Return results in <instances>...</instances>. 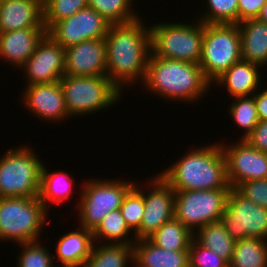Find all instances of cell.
Masks as SVG:
<instances>
[{
	"label": "cell",
	"instance_id": "cell-1",
	"mask_svg": "<svg viewBox=\"0 0 267 267\" xmlns=\"http://www.w3.org/2000/svg\"><path fill=\"white\" fill-rule=\"evenodd\" d=\"M143 18L110 24L106 42V76L122 91L142 85L151 54V30ZM135 84V85H134ZM125 86V87H124Z\"/></svg>",
	"mask_w": 267,
	"mask_h": 267
},
{
	"label": "cell",
	"instance_id": "cell-2",
	"mask_svg": "<svg viewBox=\"0 0 267 267\" xmlns=\"http://www.w3.org/2000/svg\"><path fill=\"white\" fill-rule=\"evenodd\" d=\"M142 84L146 91L161 99L182 103L186 101L191 105L207 97L204 95L210 92L212 86L199 64L159 58L152 52Z\"/></svg>",
	"mask_w": 267,
	"mask_h": 267
},
{
	"label": "cell",
	"instance_id": "cell-3",
	"mask_svg": "<svg viewBox=\"0 0 267 267\" xmlns=\"http://www.w3.org/2000/svg\"><path fill=\"white\" fill-rule=\"evenodd\" d=\"M170 165L159 175L174 191L231 188L220 142L190 149Z\"/></svg>",
	"mask_w": 267,
	"mask_h": 267
},
{
	"label": "cell",
	"instance_id": "cell-4",
	"mask_svg": "<svg viewBox=\"0 0 267 267\" xmlns=\"http://www.w3.org/2000/svg\"><path fill=\"white\" fill-rule=\"evenodd\" d=\"M48 214L39 197H0V241H39Z\"/></svg>",
	"mask_w": 267,
	"mask_h": 267
},
{
	"label": "cell",
	"instance_id": "cell-5",
	"mask_svg": "<svg viewBox=\"0 0 267 267\" xmlns=\"http://www.w3.org/2000/svg\"><path fill=\"white\" fill-rule=\"evenodd\" d=\"M68 114L73 117L109 110L123 96L106 76H63L60 79Z\"/></svg>",
	"mask_w": 267,
	"mask_h": 267
},
{
	"label": "cell",
	"instance_id": "cell-6",
	"mask_svg": "<svg viewBox=\"0 0 267 267\" xmlns=\"http://www.w3.org/2000/svg\"><path fill=\"white\" fill-rule=\"evenodd\" d=\"M158 22L151 24V51L159 58L199 64L202 56L204 23ZM173 22V23H172Z\"/></svg>",
	"mask_w": 267,
	"mask_h": 267
},
{
	"label": "cell",
	"instance_id": "cell-7",
	"mask_svg": "<svg viewBox=\"0 0 267 267\" xmlns=\"http://www.w3.org/2000/svg\"><path fill=\"white\" fill-rule=\"evenodd\" d=\"M29 147L9 148L0 157V197H39L43 162Z\"/></svg>",
	"mask_w": 267,
	"mask_h": 267
},
{
	"label": "cell",
	"instance_id": "cell-8",
	"mask_svg": "<svg viewBox=\"0 0 267 267\" xmlns=\"http://www.w3.org/2000/svg\"><path fill=\"white\" fill-rule=\"evenodd\" d=\"M134 184L132 180L99 177L81 184L77 226L93 232L109 212L120 209L124 196Z\"/></svg>",
	"mask_w": 267,
	"mask_h": 267
},
{
	"label": "cell",
	"instance_id": "cell-9",
	"mask_svg": "<svg viewBox=\"0 0 267 267\" xmlns=\"http://www.w3.org/2000/svg\"><path fill=\"white\" fill-rule=\"evenodd\" d=\"M241 60V37L238 24H204L199 65L211 84Z\"/></svg>",
	"mask_w": 267,
	"mask_h": 267
},
{
	"label": "cell",
	"instance_id": "cell-10",
	"mask_svg": "<svg viewBox=\"0 0 267 267\" xmlns=\"http://www.w3.org/2000/svg\"><path fill=\"white\" fill-rule=\"evenodd\" d=\"M230 189L175 191L174 218L195 234L206 224L220 221Z\"/></svg>",
	"mask_w": 267,
	"mask_h": 267
},
{
	"label": "cell",
	"instance_id": "cell-11",
	"mask_svg": "<svg viewBox=\"0 0 267 267\" xmlns=\"http://www.w3.org/2000/svg\"><path fill=\"white\" fill-rule=\"evenodd\" d=\"M235 241L248 237L267 240V209L254 204L236 188H231L220 219Z\"/></svg>",
	"mask_w": 267,
	"mask_h": 267
},
{
	"label": "cell",
	"instance_id": "cell-12",
	"mask_svg": "<svg viewBox=\"0 0 267 267\" xmlns=\"http://www.w3.org/2000/svg\"><path fill=\"white\" fill-rule=\"evenodd\" d=\"M148 180L143 184L144 186L137 181L134 184L144 197V214L140 228L135 232L136 240L148 239L164 223L174 218L175 191L173 188L158 173Z\"/></svg>",
	"mask_w": 267,
	"mask_h": 267
},
{
	"label": "cell",
	"instance_id": "cell-13",
	"mask_svg": "<svg viewBox=\"0 0 267 267\" xmlns=\"http://www.w3.org/2000/svg\"><path fill=\"white\" fill-rule=\"evenodd\" d=\"M235 142L227 145L220 140L231 188H236L243 182L266 179L267 153L257 150L246 140L239 139Z\"/></svg>",
	"mask_w": 267,
	"mask_h": 267
},
{
	"label": "cell",
	"instance_id": "cell-14",
	"mask_svg": "<svg viewBox=\"0 0 267 267\" xmlns=\"http://www.w3.org/2000/svg\"><path fill=\"white\" fill-rule=\"evenodd\" d=\"M109 26L110 23L102 15L88 6L56 22L47 33L66 49L85 40L105 38Z\"/></svg>",
	"mask_w": 267,
	"mask_h": 267
},
{
	"label": "cell",
	"instance_id": "cell-15",
	"mask_svg": "<svg viewBox=\"0 0 267 267\" xmlns=\"http://www.w3.org/2000/svg\"><path fill=\"white\" fill-rule=\"evenodd\" d=\"M64 69L65 48L48 33L38 42L33 54L20 68L24 72L26 85L60 81L64 76Z\"/></svg>",
	"mask_w": 267,
	"mask_h": 267
},
{
	"label": "cell",
	"instance_id": "cell-16",
	"mask_svg": "<svg viewBox=\"0 0 267 267\" xmlns=\"http://www.w3.org/2000/svg\"><path fill=\"white\" fill-rule=\"evenodd\" d=\"M31 116L56 124L70 119L60 81L25 85L20 98ZM33 114V115H32Z\"/></svg>",
	"mask_w": 267,
	"mask_h": 267
},
{
	"label": "cell",
	"instance_id": "cell-17",
	"mask_svg": "<svg viewBox=\"0 0 267 267\" xmlns=\"http://www.w3.org/2000/svg\"><path fill=\"white\" fill-rule=\"evenodd\" d=\"M65 76L106 75L104 38L85 40L65 49Z\"/></svg>",
	"mask_w": 267,
	"mask_h": 267
},
{
	"label": "cell",
	"instance_id": "cell-18",
	"mask_svg": "<svg viewBox=\"0 0 267 267\" xmlns=\"http://www.w3.org/2000/svg\"><path fill=\"white\" fill-rule=\"evenodd\" d=\"M45 28L43 0H0V33Z\"/></svg>",
	"mask_w": 267,
	"mask_h": 267
},
{
	"label": "cell",
	"instance_id": "cell-19",
	"mask_svg": "<svg viewBox=\"0 0 267 267\" xmlns=\"http://www.w3.org/2000/svg\"><path fill=\"white\" fill-rule=\"evenodd\" d=\"M47 33L45 28H26L0 33V60L20 69Z\"/></svg>",
	"mask_w": 267,
	"mask_h": 267
},
{
	"label": "cell",
	"instance_id": "cell-20",
	"mask_svg": "<svg viewBox=\"0 0 267 267\" xmlns=\"http://www.w3.org/2000/svg\"><path fill=\"white\" fill-rule=\"evenodd\" d=\"M261 69L262 67L257 64L241 60L219 76L212 86L226 87L229 97L232 98L252 96L261 88Z\"/></svg>",
	"mask_w": 267,
	"mask_h": 267
},
{
	"label": "cell",
	"instance_id": "cell-21",
	"mask_svg": "<svg viewBox=\"0 0 267 267\" xmlns=\"http://www.w3.org/2000/svg\"><path fill=\"white\" fill-rule=\"evenodd\" d=\"M56 242L54 261L61 265L83 267L93 246L92 231L78 226L75 231L61 235Z\"/></svg>",
	"mask_w": 267,
	"mask_h": 267
},
{
	"label": "cell",
	"instance_id": "cell-22",
	"mask_svg": "<svg viewBox=\"0 0 267 267\" xmlns=\"http://www.w3.org/2000/svg\"><path fill=\"white\" fill-rule=\"evenodd\" d=\"M136 267H189L188 250L170 251L153 244L149 239H139L133 245Z\"/></svg>",
	"mask_w": 267,
	"mask_h": 267
},
{
	"label": "cell",
	"instance_id": "cell-23",
	"mask_svg": "<svg viewBox=\"0 0 267 267\" xmlns=\"http://www.w3.org/2000/svg\"><path fill=\"white\" fill-rule=\"evenodd\" d=\"M243 61L267 68V24L255 19L238 23Z\"/></svg>",
	"mask_w": 267,
	"mask_h": 267
},
{
	"label": "cell",
	"instance_id": "cell-24",
	"mask_svg": "<svg viewBox=\"0 0 267 267\" xmlns=\"http://www.w3.org/2000/svg\"><path fill=\"white\" fill-rule=\"evenodd\" d=\"M43 163L41 169L40 192L39 199L47 210L49 205H62L70 200L73 194L74 182L73 178L66 172L47 170V166Z\"/></svg>",
	"mask_w": 267,
	"mask_h": 267
},
{
	"label": "cell",
	"instance_id": "cell-25",
	"mask_svg": "<svg viewBox=\"0 0 267 267\" xmlns=\"http://www.w3.org/2000/svg\"><path fill=\"white\" fill-rule=\"evenodd\" d=\"M133 245L94 242L83 267H130L134 264Z\"/></svg>",
	"mask_w": 267,
	"mask_h": 267
},
{
	"label": "cell",
	"instance_id": "cell-26",
	"mask_svg": "<svg viewBox=\"0 0 267 267\" xmlns=\"http://www.w3.org/2000/svg\"><path fill=\"white\" fill-rule=\"evenodd\" d=\"M92 235L93 242L100 244H134L136 241L135 233L126 224L120 209L109 212Z\"/></svg>",
	"mask_w": 267,
	"mask_h": 267
},
{
	"label": "cell",
	"instance_id": "cell-27",
	"mask_svg": "<svg viewBox=\"0 0 267 267\" xmlns=\"http://www.w3.org/2000/svg\"><path fill=\"white\" fill-rule=\"evenodd\" d=\"M193 238L203 247L217 253L228 263L231 262L236 241L231 238L221 221L201 227L193 235Z\"/></svg>",
	"mask_w": 267,
	"mask_h": 267
},
{
	"label": "cell",
	"instance_id": "cell-28",
	"mask_svg": "<svg viewBox=\"0 0 267 267\" xmlns=\"http://www.w3.org/2000/svg\"><path fill=\"white\" fill-rule=\"evenodd\" d=\"M229 267H267V240L248 237L236 241Z\"/></svg>",
	"mask_w": 267,
	"mask_h": 267
},
{
	"label": "cell",
	"instance_id": "cell-29",
	"mask_svg": "<svg viewBox=\"0 0 267 267\" xmlns=\"http://www.w3.org/2000/svg\"><path fill=\"white\" fill-rule=\"evenodd\" d=\"M193 235L181 222L173 218L164 223L148 239L162 249L188 250Z\"/></svg>",
	"mask_w": 267,
	"mask_h": 267
},
{
	"label": "cell",
	"instance_id": "cell-30",
	"mask_svg": "<svg viewBox=\"0 0 267 267\" xmlns=\"http://www.w3.org/2000/svg\"><path fill=\"white\" fill-rule=\"evenodd\" d=\"M229 105V115L235 127L243 131L241 138L245 140L259 123L257 107L253 96L234 97Z\"/></svg>",
	"mask_w": 267,
	"mask_h": 267
},
{
	"label": "cell",
	"instance_id": "cell-31",
	"mask_svg": "<svg viewBox=\"0 0 267 267\" xmlns=\"http://www.w3.org/2000/svg\"><path fill=\"white\" fill-rule=\"evenodd\" d=\"M89 7L95 9L110 24L130 23L138 19L135 0H87ZM135 10V11H134ZM136 12V13H135Z\"/></svg>",
	"mask_w": 267,
	"mask_h": 267
},
{
	"label": "cell",
	"instance_id": "cell-32",
	"mask_svg": "<svg viewBox=\"0 0 267 267\" xmlns=\"http://www.w3.org/2000/svg\"><path fill=\"white\" fill-rule=\"evenodd\" d=\"M206 1L207 9L196 16L199 21L204 24H238V0Z\"/></svg>",
	"mask_w": 267,
	"mask_h": 267
},
{
	"label": "cell",
	"instance_id": "cell-33",
	"mask_svg": "<svg viewBox=\"0 0 267 267\" xmlns=\"http://www.w3.org/2000/svg\"><path fill=\"white\" fill-rule=\"evenodd\" d=\"M87 0H43V23L48 31L56 22L88 7Z\"/></svg>",
	"mask_w": 267,
	"mask_h": 267
},
{
	"label": "cell",
	"instance_id": "cell-34",
	"mask_svg": "<svg viewBox=\"0 0 267 267\" xmlns=\"http://www.w3.org/2000/svg\"><path fill=\"white\" fill-rule=\"evenodd\" d=\"M39 241L18 244L22 250L17 259V267H53V252L50 253L49 247L42 245Z\"/></svg>",
	"mask_w": 267,
	"mask_h": 267
},
{
	"label": "cell",
	"instance_id": "cell-35",
	"mask_svg": "<svg viewBox=\"0 0 267 267\" xmlns=\"http://www.w3.org/2000/svg\"><path fill=\"white\" fill-rule=\"evenodd\" d=\"M120 211L128 227L135 233L143 219L144 197L134 186L124 196Z\"/></svg>",
	"mask_w": 267,
	"mask_h": 267
},
{
	"label": "cell",
	"instance_id": "cell-36",
	"mask_svg": "<svg viewBox=\"0 0 267 267\" xmlns=\"http://www.w3.org/2000/svg\"><path fill=\"white\" fill-rule=\"evenodd\" d=\"M189 267H229V263L217 253L203 247L194 238L189 249Z\"/></svg>",
	"mask_w": 267,
	"mask_h": 267
},
{
	"label": "cell",
	"instance_id": "cell-37",
	"mask_svg": "<svg viewBox=\"0 0 267 267\" xmlns=\"http://www.w3.org/2000/svg\"><path fill=\"white\" fill-rule=\"evenodd\" d=\"M236 189L254 204L267 209V178L243 182Z\"/></svg>",
	"mask_w": 267,
	"mask_h": 267
},
{
	"label": "cell",
	"instance_id": "cell-38",
	"mask_svg": "<svg viewBox=\"0 0 267 267\" xmlns=\"http://www.w3.org/2000/svg\"><path fill=\"white\" fill-rule=\"evenodd\" d=\"M267 0H238V23L259 16Z\"/></svg>",
	"mask_w": 267,
	"mask_h": 267
},
{
	"label": "cell",
	"instance_id": "cell-39",
	"mask_svg": "<svg viewBox=\"0 0 267 267\" xmlns=\"http://www.w3.org/2000/svg\"><path fill=\"white\" fill-rule=\"evenodd\" d=\"M245 140L257 150L267 153V121H259Z\"/></svg>",
	"mask_w": 267,
	"mask_h": 267
},
{
	"label": "cell",
	"instance_id": "cell-40",
	"mask_svg": "<svg viewBox=\"0 0 267 267\" xmlns=\"http://www.w3.org/2000/svg\"><path fill=\"white\" fill-rule=\"evenodd\" d=\"M259 90H257L252 96L254 97L256 103L259 121H267V88L265 87L263 90Z\"/></svg>",
	"mask_w": 267,
	"mask_h": 267
},
{
	"label": "cell",
	"instance_id": "cell-41",
	"mask_svg": "<svg viewBox=\"0 0 267 267\" xmlns=\"http://www.w3.org/2000/svg\"><path fill=\"white\" fill-rule=\"evenodd\" d=\"M257 19L259 21L267 24V1L264 4V6L262 7V10H261L259 16L257 17Z\"/></svg>",
	"mask_w": 267,
	"mask_h": 267
},
{
	"label": "cell",
	"instance_id": "cell-42",
	"mask_svg": "<svg viewBox=\"0 0 267 267\" xmlns=\"http://www.w3.org/2000/svg\"><path fill=\"white\" fill-rule=\"evenodd\" d=\"M53 267H73V266L57 264V265H54Z\"/></svg>",
	"mask_w": 267,
	"mask_h": 267
}]
</instances>
